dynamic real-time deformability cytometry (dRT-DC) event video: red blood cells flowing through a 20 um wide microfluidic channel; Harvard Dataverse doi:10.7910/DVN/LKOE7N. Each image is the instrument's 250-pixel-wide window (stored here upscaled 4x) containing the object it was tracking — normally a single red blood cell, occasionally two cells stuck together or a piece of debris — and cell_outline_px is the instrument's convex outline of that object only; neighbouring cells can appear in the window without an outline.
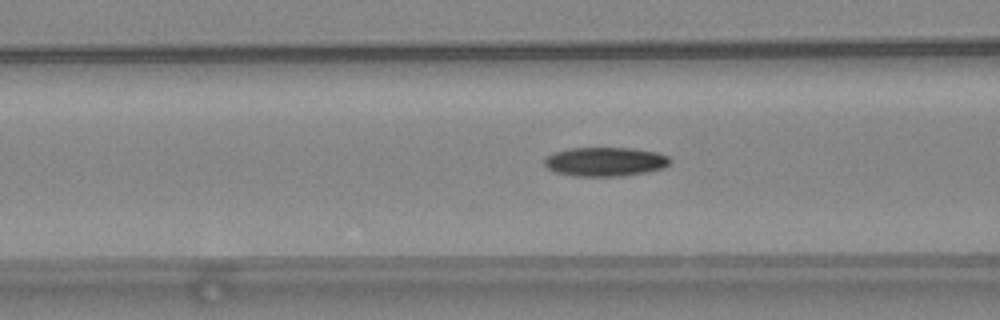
{"species": "common noctule bat (a hibernating species)", "species_latin": "Nyctalus noctula", "temperature_condition": "warm", "stored_images_in_passage": 27, "camera_frame_rate_fps": 3000, "um_per_image_px": 0.085, "animal": {"sex": "female", "body_mass_g": 24.6, "forearm_length_mm": 56.2}, "frame": {"image": 1, "passage_image": 5, "time_ms": 1.333, "image_size_px": [1000, 320], "cell_outline_px": [[672, 160], [664, 168], [648, 172], [624, 176], [576, 176], [556, 172], [548, 168], [544, 164], [544, 156], [552, 152], [572, 148], [632, 148], [656, 152], [668, 156]], "centroid_in_image_um": [51.44, 13.74], "position_along_channel_um": 115.2, "area_um2": 21.44}}
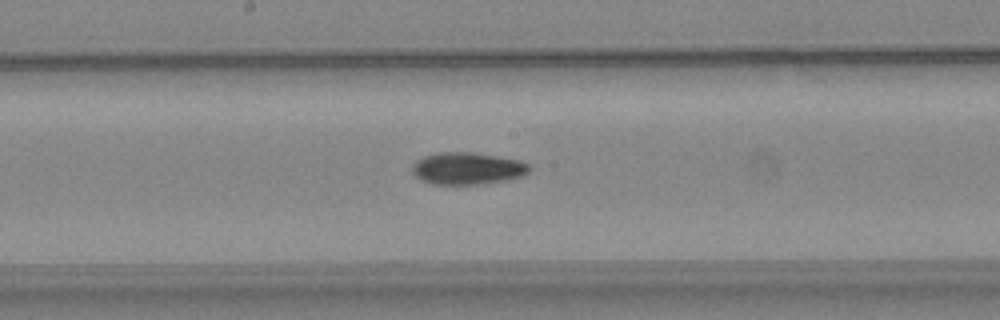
{"frame": {"image": 2, "passage_image": 12, "time_ms": 3.667, "image_size_px": [1000, 320], "cell_outline_px": [[532, 168], [524, 176], [504, 180], [480, 184], [432, 184], [420, 180], [412, 172], [412, 164], [416, 160], [424, 156], [436, 152], [472, 152], [520, 160], [528, 164]], "centroid_in_image_um": [39.71, 14.31], "position_along_channel_um": 208.5, "area_um2": 22.02}}
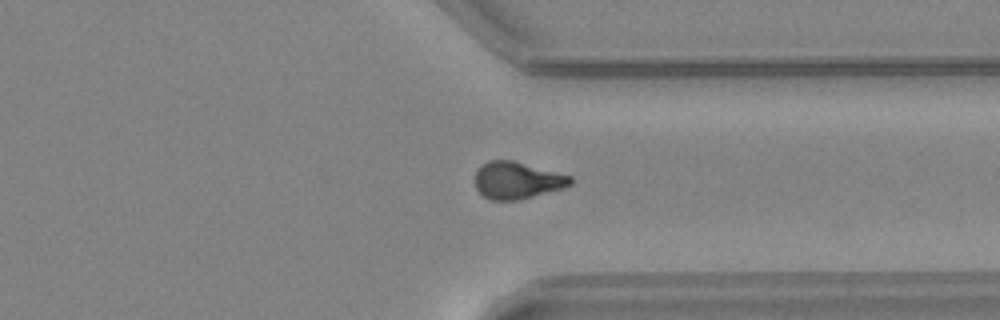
{"frame": {"image": 3, "passage_image": 24, "time_ms": 7.667, "image_size_px": [1000, 320], "cell_outline_px": [[572, 184], [564, 188], [520, 200], [492, 200], [484, 196], [476, 188], [476, 168], [480, 164], [488, 160], [512, 160], [572, 176]], "centroid_in_image_um": [43.95, 15.32], "position_along_channel_um": 367.4, "area_um2": 20.69}, "authors_computed_cell_mechanics": {"area_um2": 21.4438, "velocity_mm_per_s": 3.9896, "shape_relaxation_time_tau1_ms": 7.6199, "shape_relaxation_time_tau2_ms": 5.0758, "deformation_change_tau1": 0.2004, "deformation_change_tau2": 0.1171}}